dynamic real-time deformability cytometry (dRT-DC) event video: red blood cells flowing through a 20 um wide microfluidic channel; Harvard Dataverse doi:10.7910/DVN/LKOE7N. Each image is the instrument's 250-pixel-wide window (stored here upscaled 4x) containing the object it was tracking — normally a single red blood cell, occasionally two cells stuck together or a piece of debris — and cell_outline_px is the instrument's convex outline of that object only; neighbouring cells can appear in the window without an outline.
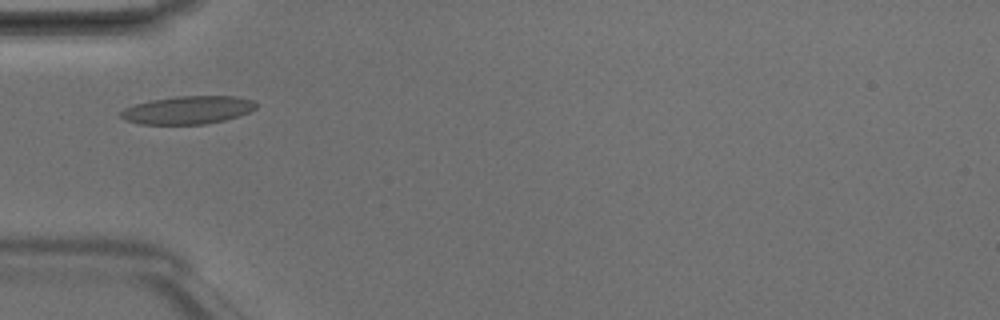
{"species": "Egyptian fruit bat (a non-hibernating species)", "species_latin": "Rousettus aegyptiacus", "temperature_condition": "room temperature", "stored_images_in_passage": 3, "camera_frame_rate_fps": 3000, "um_per_image_px": 0.085, "animal": {"sex": "male"}, "frame": {"image": 1, "passage_image": 3, "time_ms": 0.667, "image_size_px": [1000, 320], "cell_outline_px": [[256, 108], [248, 112], [224, 120], [204, 124], [140, 124], [124, 120], [120, 116], [120, 112], [124, 108], [136, 104], [152, 100], [176, 96], [236, 96], [252, 100], [256, 104]], "centroid_in_image_um": [15.94, 9.35], "position_along_channel_um": 69.1, "area_um2": 21.91}}